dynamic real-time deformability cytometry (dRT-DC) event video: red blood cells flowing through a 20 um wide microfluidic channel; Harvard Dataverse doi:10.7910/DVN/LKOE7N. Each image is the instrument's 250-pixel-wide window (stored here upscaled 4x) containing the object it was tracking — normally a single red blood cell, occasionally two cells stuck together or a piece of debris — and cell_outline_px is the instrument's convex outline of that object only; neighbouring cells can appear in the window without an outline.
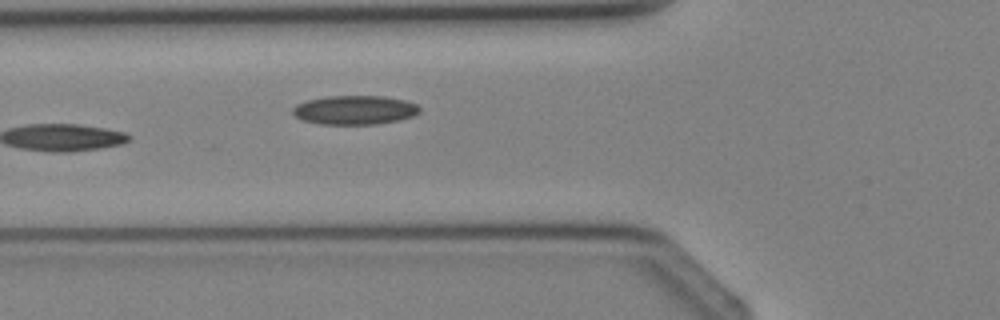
{"species": "Egyptian fruit bat (a non-hibernating species)", "species_latin": "Rousettus aegyptiacus", "temperature_condition": "cold", "stored_images_in_passage": 5, "segment_of_instrument_passage": [1, 2], "camera_frame_rate_fps": 3000, "um_per_image_px": 0.085, "animal": {"sex": "female"}, "frame": {"image": 1, "passage_image": 4, "time_ms": 3.333, "image_size_px": [1000, 320], "cell_outline_px": [[420, 112], [412, 116], [400, 120], [376, 124], [320, 124], [304, 120], [296, 116], [292, 112], [292, 108], [296, 104], [308, 100], [324, 96], [384, 96], [404, 100], [416, 104], [420, 108]], "centroid_in_image_um": [30.15, 9.34], "position_along_channel_um": 95.6, "area_um2": 21.44}}